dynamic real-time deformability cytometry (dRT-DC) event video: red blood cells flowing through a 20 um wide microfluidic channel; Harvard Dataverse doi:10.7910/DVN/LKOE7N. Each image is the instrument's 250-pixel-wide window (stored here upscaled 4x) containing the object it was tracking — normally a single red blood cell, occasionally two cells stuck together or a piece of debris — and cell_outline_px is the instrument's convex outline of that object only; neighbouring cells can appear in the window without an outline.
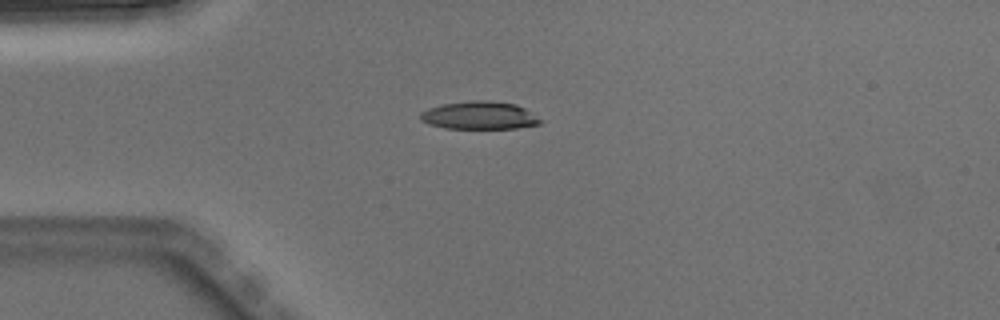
{"species": "Egyptian fruit bat (a non-hibernating species)", "species_latin": "Rousettus aegyptiacus", "temperature_condition": "warm", "stored_images_in_passage": 1, "camera_frame_rate_fps": 3000, "um_per_image_px": 0.085, "animal": {"sex": "male"}, "frame": {"image": 1, "passage_image": 1, "time_ms": 0.0, "image_size_px": [1000, 320], "cell_outline_px": [[544, 120], [540, 124], [516, 128], [444, 128], [428, 124], [420, 120], [420, 112], [428, 108], [444, 104], [472, 100], [492, 100], [516, 104], [524, 108]], "centroid_in_image_um": [40.76, 9.8], "position_along_channel_um": 44.2, "area_um2": 19.59}}